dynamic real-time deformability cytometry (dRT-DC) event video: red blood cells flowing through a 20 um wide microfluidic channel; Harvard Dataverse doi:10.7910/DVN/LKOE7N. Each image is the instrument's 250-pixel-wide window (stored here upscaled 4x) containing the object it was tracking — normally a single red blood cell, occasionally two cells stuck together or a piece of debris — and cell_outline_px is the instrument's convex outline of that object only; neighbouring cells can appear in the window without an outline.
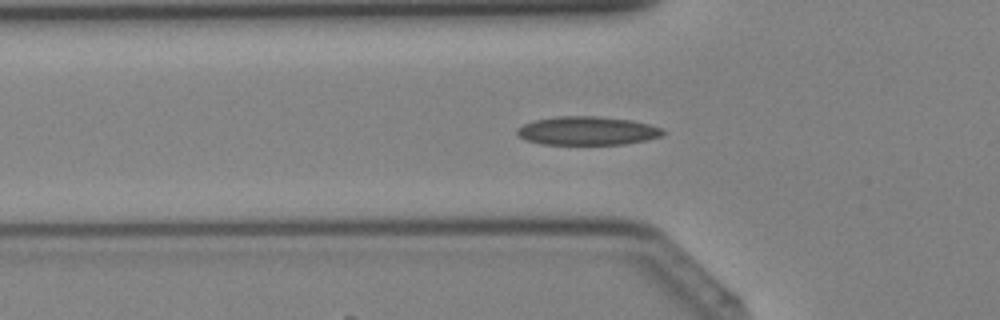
{"species": "Egyptian fruit bat (a non-hibernating species)", "species_latin": "Rousettus aegyptiacus", "temperature_condition": "cold", "stored_images_in_passage": 33, "camera_frame_rate_fps": 3000, "um_per_image_px": 0.085, "animal": {"sex": "female"}, "frame": {"image": 1, "passage_image": 12, "time_ms": 3.667, "image_size_px": [1000, 320], "cell_outline_px": [[664, 132], [660, 136], [644, 140], [624, 144], [540, 144], [528, 140], [520, 136], [516, 132], [516, 128], [532, 120], [556, 116], [600, 116], [632, 120], [648, 124], [660, 128]], "centroid_in_image_um": [49.87, 11.1], "position_along_channel_um": 75.9, "area_um2": 24.16}}
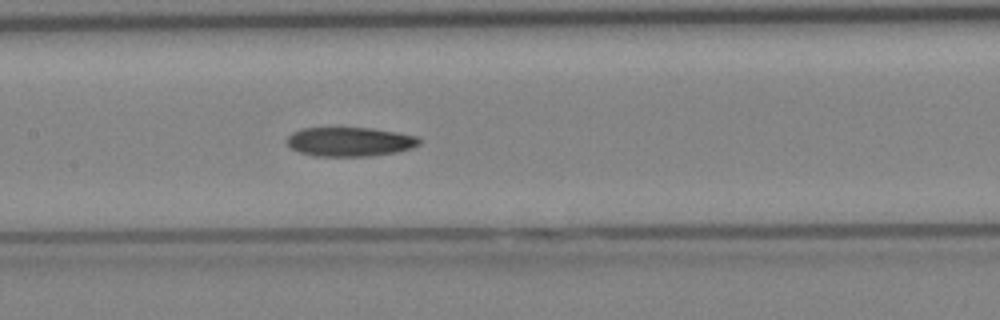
{"frame": {"image": 2, "passage_image": 18, "time_ms": 5.667, "image_size_px": [1000, 320], "cell_outline_px": [[420, 144], [412, 148], [396, 152], [368, 156], [316, 156], [300, 152], [292, 148], [288, 144], [288, 136], [292, 132], [304, 128], [372, 128], [396, 132], [416, 136], [420, 140]], "centroid_in_image_um": [29.75, 12.04], "position_along_channel_um": 177.7, "area_um2": 22.31}}
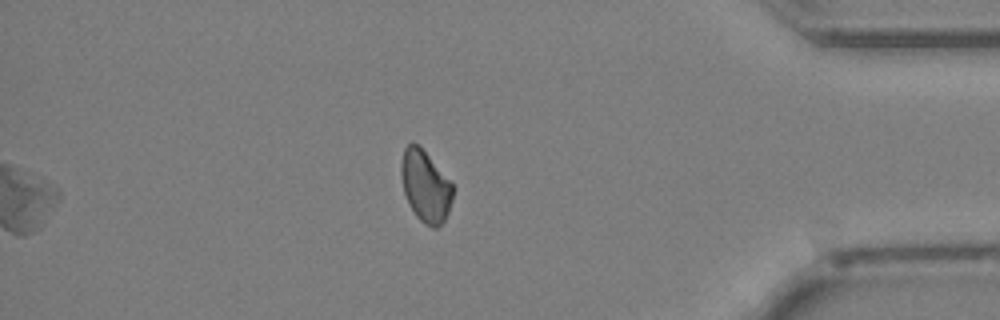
{"frame": {"image": 3, "passage_image": 33, "time_ms": 10.667, "image_size_px": [1000, 320], "cell_outline_px": [[452, 200], [448, 212], [444, 220], [436, 228], [432, 228], [424, 224], [416, 216], [408, 204], [404, 192], [400, 176], [400, 168], [404, 148], [412, 140], [420, 144], [452, 184]], "centroid_in_image_um": [36.12, 15.79], "position_along_channel_um": 399.1, "area_um2": 21.68}}